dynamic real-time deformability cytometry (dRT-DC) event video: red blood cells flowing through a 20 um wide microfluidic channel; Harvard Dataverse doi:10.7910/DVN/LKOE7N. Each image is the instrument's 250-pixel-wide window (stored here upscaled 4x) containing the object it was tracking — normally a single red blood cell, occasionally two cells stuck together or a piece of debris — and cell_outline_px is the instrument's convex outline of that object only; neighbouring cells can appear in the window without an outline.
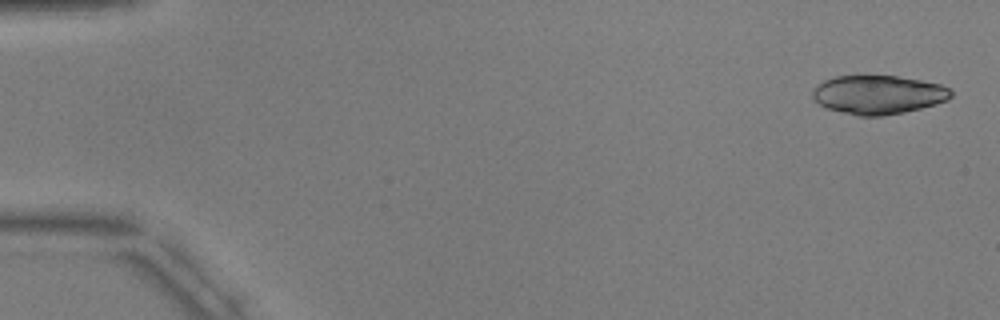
{"species": "common noctule bat (a hibernating species)", "species_latin": "Nyctalus noctula", "temperature_condition": "warm", "stored_images_in_passage": 2, "camera_frame_rate_fps": 3000, "um_per_image_px": 0.085, "animal": {"sex": "male", "body_mass_g": 17.9, "forearm_length_mm": 54.2}, "frame": {"image": 1, "passage_image": 2, "time_ms": 3.667, "image_size_px": [1000, 320], "cell_outline_px": [[952, 96], [948, 100], [936, 104], [904, 112], [884, 116], [856, 116], [828, 108], [812, 100], [812, 88], [824, 80], [836, 76], [896, 76], [920, 80], [940, 84], [948, 88], [952, 92]], "centroid_in_image_um": [74.63, 8.05], "position_along_channel_um": 10.4, "area_um2": 31.33}}